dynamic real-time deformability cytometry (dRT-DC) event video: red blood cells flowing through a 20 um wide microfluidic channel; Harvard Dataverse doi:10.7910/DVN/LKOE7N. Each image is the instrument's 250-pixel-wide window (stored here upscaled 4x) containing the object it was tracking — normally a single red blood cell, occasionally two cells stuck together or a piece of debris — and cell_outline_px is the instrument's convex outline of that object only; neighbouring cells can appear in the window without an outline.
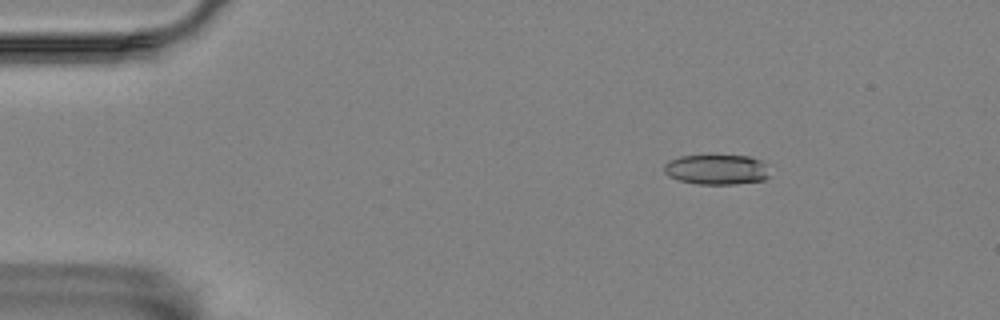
{"species": "Egyptian fruit bat (a non-hibernating species)", "species_latin": "Rousettus aegyptiacus", "temperature_condition": "room temperature", "stored_images_in_passage": 7, "camera_frame_rate_fps": 3000, "um_per_image_px": 0.085, "animal": {"sex": "female"}, "frame": {"image": 1, "passage_image": 1, "time_ms": 0.0, "image_size_px": [1000, 320], "cell_outline_px": [[768, 176], [764, 180], [736, 184], [696, 184], [680, 180], [668, 176], [664, 172], [664, 164], [668, 160], [680, 156], [748, 156], [760, 160], [768, 164]], "centroid_in_image_um": [60.92, 14.41], "position_along_channel_um": 24.1, "area_um2": 18.55}}
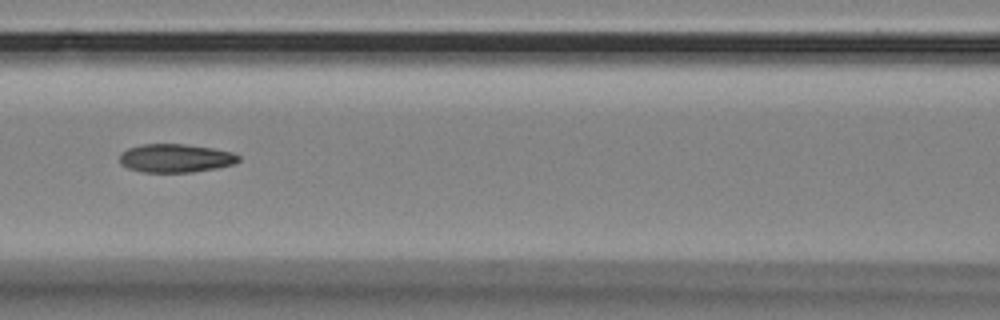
{"frame": {"image": 2, "passage_image": 6, "time_ms": 5.667, "image_size_px": [1000, 320], "cell_outline_px": [[240, 160], [236, 164], [216, 168], [192, 172], [140, 172], [128, 168], [120, 164], [120, 156], [128, 148], [140, 144], [184, 144], [212, 148], [232, 152], [240, 156]], "centroid_in_image_um": [14.94, 13.45], "position_along_channel_um": 151.7, "area_um2": 19.77}}
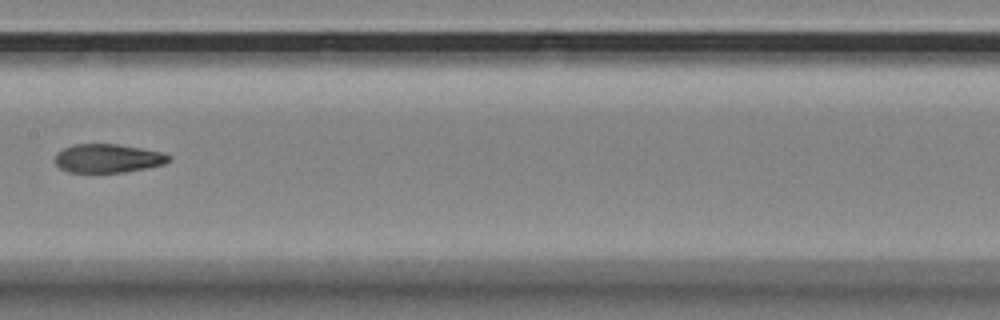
{"frame": {"image": 3, "passage_image": 7, "time_ms": 7.0, "image_size_px": [1000, 320], "cell_outline_px": [[172, 160], [164, 164], [124, 172], [68, 172], [60, 168], [56, 164], [56, 152], [64, 148], [76, 144], [116, 144], [164, 152], [172, 156]], "centroid_in_image_um": [9.2, 13.45], "position_along_channel_um": 198.2, "area_um2": 18.96}}